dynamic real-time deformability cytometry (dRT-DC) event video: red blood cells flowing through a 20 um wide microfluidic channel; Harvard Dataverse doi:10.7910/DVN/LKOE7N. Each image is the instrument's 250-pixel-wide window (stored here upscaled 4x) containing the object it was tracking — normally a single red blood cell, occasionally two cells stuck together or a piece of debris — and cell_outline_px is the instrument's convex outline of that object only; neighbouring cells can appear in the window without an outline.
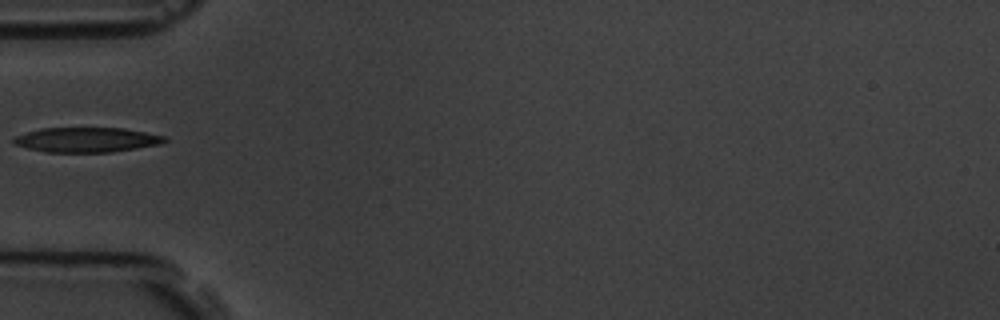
{"species": "common noctule bat (a hibernating species)", "species_latin": "Nyctalus noctula", "temperature_condition": "room temperature", "stored_images_in_passage": 2, "camera_frame_rate_fps": 3000, "um_per_image_px": 0.085, "animal": {"sex": "male", "body_mass_g": 19.5, "forearm_length_mm": 54.6}, "frame": {"image": 1, "passage_image": 1, "time_ms": 0.0, "image_size_px": [1000, 320], "cell_outline_px": [[168, 140], [160, 144], [112, 152], [44, 152], [12, 144], [12, 140], [16, 136], [40, 128], [124, 128], [164, 136]], "centroid_in_image_um": [7.34, 11.88], "position_along_channel_um": 77.7, "area_um2": 21.73}}
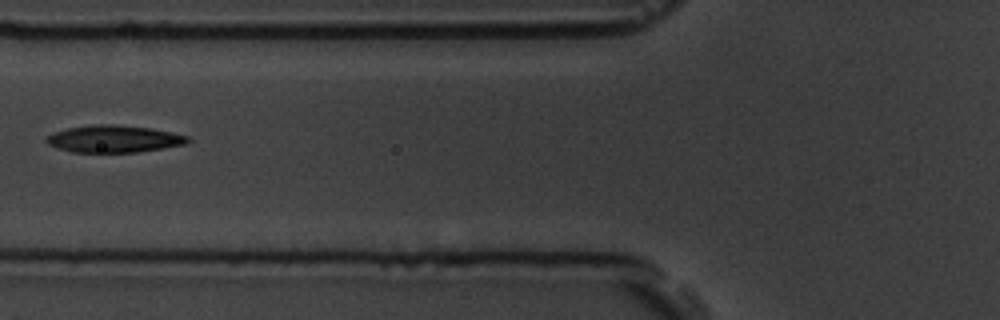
{"frame": {"image": 2, "passage_image": 2, "time_ms": 1.0, "image_size_px": [1000, 320], "cell_outline_px": [[192, 140], [184, 144], [164, 148], [136, 152], [72, 152], [56, 148], [48, 144], [44, 140], [52, 132], [68, 128], [96, 124], [116, 124], [152, 128], [172, 132], [188, 136]], "centroid_in_image_um": [9.68, 11.8], "position_along_channel_um": 116.1, "area_um2": 22.48}}